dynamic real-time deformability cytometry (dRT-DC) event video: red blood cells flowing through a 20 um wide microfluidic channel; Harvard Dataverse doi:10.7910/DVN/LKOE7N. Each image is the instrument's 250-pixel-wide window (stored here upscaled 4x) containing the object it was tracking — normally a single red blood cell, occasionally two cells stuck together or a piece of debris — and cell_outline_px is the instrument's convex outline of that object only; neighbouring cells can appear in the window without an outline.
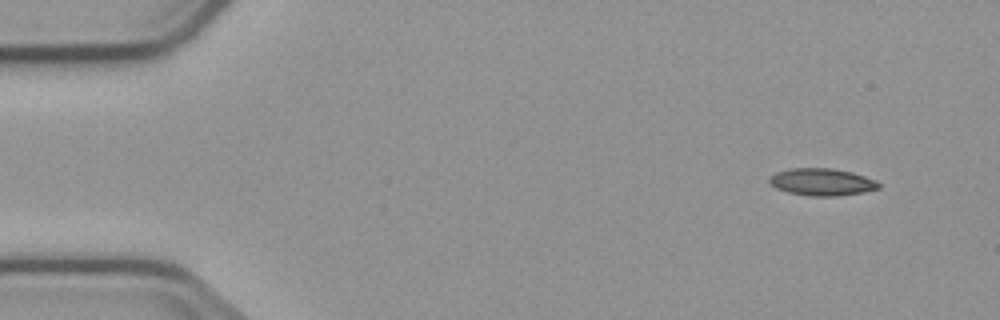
{"species": "common noctule bat (a hibernating species)", "species_latin": "Nyctalus noctula", "temperature_condition": "cold", "stored_images_in_passage": 5, "segment_of_instrument_passage": [1, 2], "camera_frame_rate_fps": 3000, "um_per_image_px": 0.085, "animal": {"sex": "male", "body_mass_g": 23.1, "forearm_length_mm": 52.7}, "frame": {"image": 1, "passage_image": 1, "time_ms": 0.0, "image_size_px": [1000, 320], "cell_outline_px": [[880, 188], [864, 192], [840, 196], [812, 196], [788, 192], [776, 188], [768, 180], [776, 172], [788, 168], [832, 168], [852, 172], [876, 180], [880, 184]], "centroid_in_image_um": [69.89, 15.47], "position_along_channel_um": 15.1, "area_um2": 17.34}}
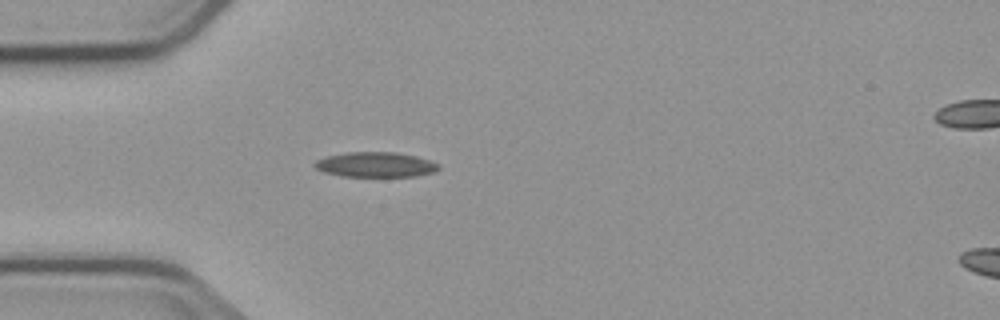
{"frame": {"image": 2, "passage_image": 4, "time_ms": 3.667, "image_size_px": [1000, 320], "cell_outline_px": [[440, 168], [436, 172], [416, 176], [344, 176], [324, 172], [316, 168], [312, 164], [316, 160], [328, 156], [344, 152], [396, 152], [416, 156], [432, 160], [440, 164]], "centroid_in_image_um": [31.97, 13.98], "position_along_channel_um": 53.0, "area_um2": 18.21}}